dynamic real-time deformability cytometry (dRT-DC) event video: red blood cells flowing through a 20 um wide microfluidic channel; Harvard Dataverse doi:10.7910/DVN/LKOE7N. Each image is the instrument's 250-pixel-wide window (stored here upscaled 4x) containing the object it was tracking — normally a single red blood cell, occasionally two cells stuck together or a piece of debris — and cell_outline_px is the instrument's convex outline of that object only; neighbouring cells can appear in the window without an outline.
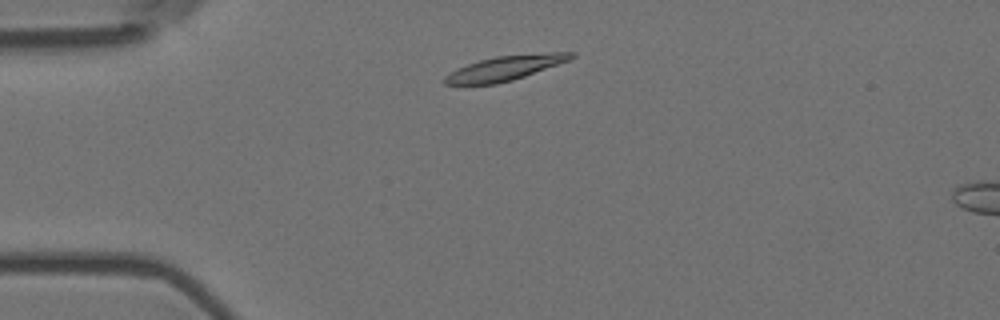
{"species": "Egyptian fruit bat (a non-hibernating species)", "species_latin": "Rousettus aegyptiacus", "temperature_condition": "room temperature", "stored_images_in_passage": 4, "camera_frame_rate_fps": 3000, "um_per_image_px": 0.085, "animal": {"sex": "female"}, "frame": {"image": 1, "passage_image": 2, "time_ms": 0.333, "image_size_px": [1000, 320], "cell_outline_px": [[576, 56], [572, 60], [512, 80], [496, 84], [444, 84], [444, 76], [456, 68], [480, 60], [496, 56], [552, 52], [576, 52]], "centroid_in_image_um": [42.99, 5.77], "position_along_channel_um": 42.0, "area_um2": 18.15}}